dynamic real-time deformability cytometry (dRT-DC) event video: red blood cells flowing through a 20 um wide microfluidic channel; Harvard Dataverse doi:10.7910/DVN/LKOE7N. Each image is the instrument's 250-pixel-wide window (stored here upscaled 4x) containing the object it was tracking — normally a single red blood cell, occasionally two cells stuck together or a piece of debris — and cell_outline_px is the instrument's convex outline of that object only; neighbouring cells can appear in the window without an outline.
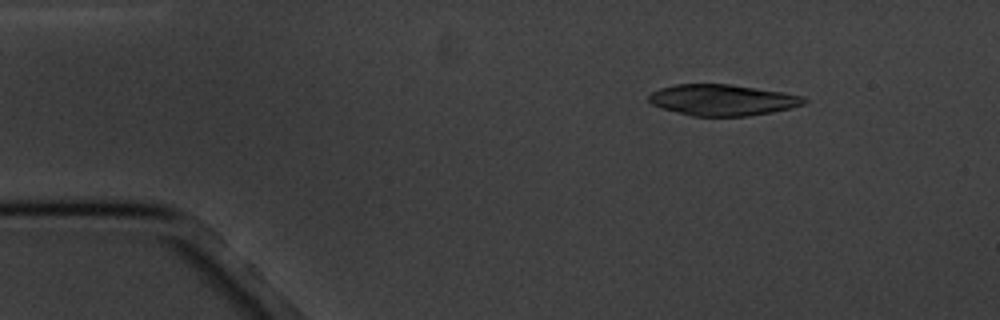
{"species": "common noctule bat (a hibernating species)", "species_latin": "Nyctalus noctula", "temperature_condition": "cold", "stored_images_in_passage": 4, "camera_frame_rate_fps": 3000, "um_per_image_px": 0.085, "animal": {"sex": "male", "body_mass_g": 20.1, "forearm_length_mm": 53.5}, "frame": {"image": 1, "passage_image": 2, "time_ms": 2.0, "image_size_px": [1000, 320], "cell_outline_px": [[808, 100], [804, 104], [792, 108], [772, 112], [748, 116], [692, 116], [660, 108], [652, 104], [648, 100], [648, 96], [652, 92], [660, 88], [676, 84], [728, 84], [784, 92], [804, 96]], "centroid_in_image_um": [61.42, 8.5], "position_along_channel_um": 23.6, "area_um2": 28.26}}